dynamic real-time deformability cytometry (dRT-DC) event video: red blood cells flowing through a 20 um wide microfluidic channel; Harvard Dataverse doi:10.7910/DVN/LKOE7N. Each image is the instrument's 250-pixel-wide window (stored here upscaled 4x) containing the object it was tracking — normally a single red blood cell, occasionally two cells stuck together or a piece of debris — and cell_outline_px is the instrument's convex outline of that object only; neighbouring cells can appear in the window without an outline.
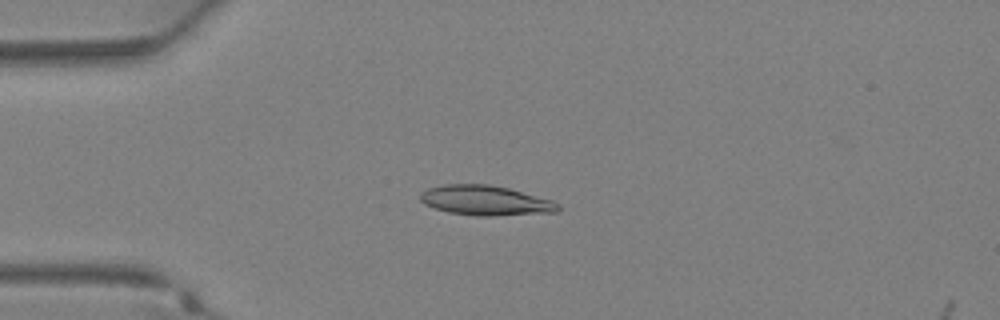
{"species": "Egyptian fruit bat (a non-hibernating species)", "species_latin": "Rousettus aegyptiacus", "temperature_condition": "warm", "stored_images_in_passage": 30, "camera_frame_rate_fps": 3000, "um_per_image_px": 0.085, "animal": {"sex": "female"}, "frame": {"image": 1, "passage_image": 3, "time_ms": 0.667, "image_size_px": [1000, 320], "cell_outline_px": [[560, 208], [556, 212], [492, 216], [476, 216], [448, 212], [424, 204], [420, 200], [420, 192], [428, 188], [444, 184], [488, 184], [508, 188], [552, 200], [560, 204]], "centroid_in_image_um": [41.25, 17.04], "position_along_channel_um": 43.7, "area_um2": 23.99}}
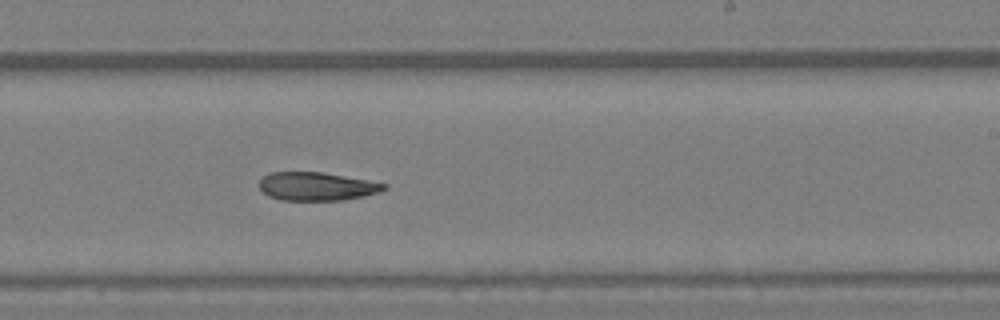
{"frame": {"image": 2, "passage_image": 16, "time_ms": 5.0, "image_size_px": [1000, 320], "cell_outline_px": [[388, 188], [380, 192], [364, 196], [340, 200], [280, 200], [268, 196], [260, 188], [260, 176], [268, 172], [320, 172], [368, 180], [388, 184]], "centroid_in_image_um": [26.91, 15.84], "position_along_channel_um": 262.1, "area_um2": 20.69}}
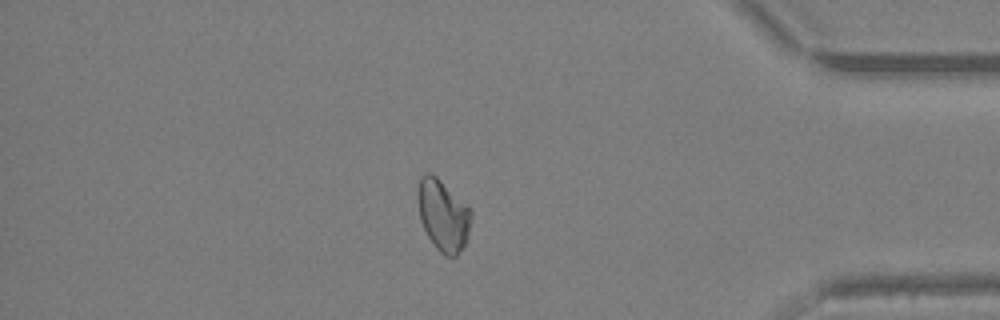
{"frame": {"image": 3, "passage_image": 25, "time_ms": 8.0, "image_size_px": [1000, 320], "cell_outline_px": [[472, 216], [468, 236], [464, 244], [456, 256], [444, 256], [436, 248], [428, 236], [420, 220], [416, 196], [416, 192], [420, 176], [424, 172], [432, 172], [472, 212]], "centroid_in_image_um": [37.61, 18.28], "position_along_channel_um": 397.6, "area_um2": 22.08}}